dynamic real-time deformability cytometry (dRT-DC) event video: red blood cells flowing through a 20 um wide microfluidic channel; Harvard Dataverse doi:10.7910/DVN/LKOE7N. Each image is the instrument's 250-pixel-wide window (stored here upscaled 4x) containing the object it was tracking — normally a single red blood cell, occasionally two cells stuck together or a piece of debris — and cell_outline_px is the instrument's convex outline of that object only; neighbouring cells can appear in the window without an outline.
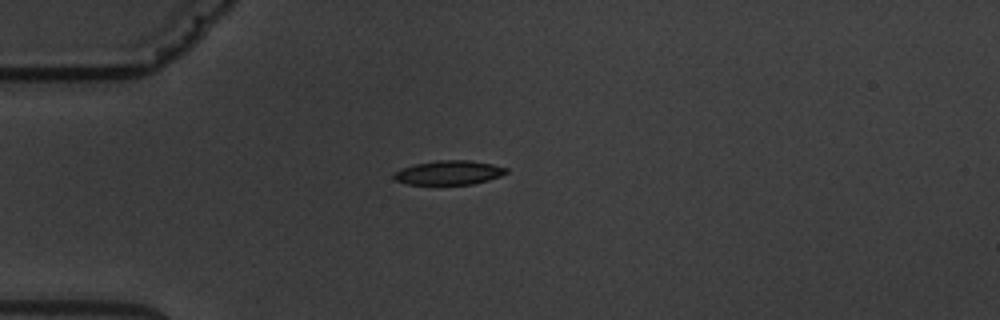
{"species": "common noctule bat (a hibernating species)", "species_latin": "Nyctalus noctula", "temperature_condition": "warm", "stored_images_in_passage": 5, "camera_frame_rate_fps": 3000, "um_per_image_px": 0.085, "animal": {"sex": "male", "body_mass_g": 19.5, "forearm_length_mm": 54.6}, "frame": {"image": 1, "passage_image": 1, "time_ms": 0.0, "image_size_px": [1000, 320], "cell_outline_px": [[508, 172], [500, 176], [488, 180], [472, 184], [408, 184], [396, 180], [392, 176], [400, 168], [416, 164], [436, 160], [468, 160], [492, 164], [508, 168]], "centroid_in_image_um": [38.17, 14.67], "position_along_channel_um": 46.8, "area_um2": 15.72}}
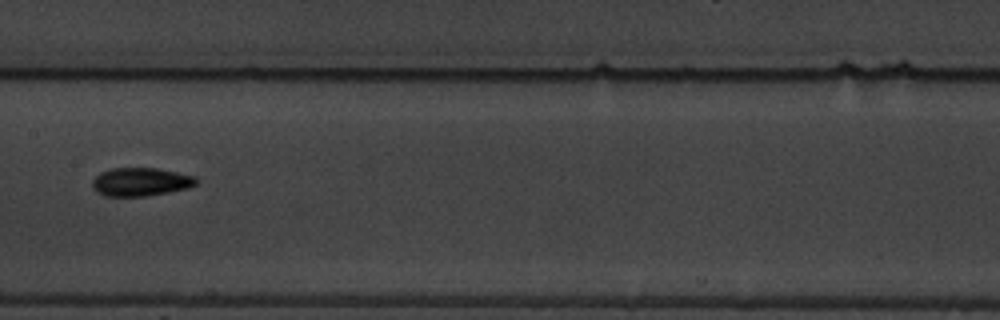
{"frame": {"image": 2, "passage_image": 5, "time_ms": 4.667, "image_size_px": [1000, 320], "cell_outline_px": [[196, 184], [188, 188], [168, 192], [144, 196], [104, 196], [96, 192], [92, 188], [92, 180], [100, 172], [112, 168], [156, 168], [196, 176]], "centroid_in_image_um": [11.92, 15.46], "position_along_channel_um": 195.5, "area_um2": 17.17}}